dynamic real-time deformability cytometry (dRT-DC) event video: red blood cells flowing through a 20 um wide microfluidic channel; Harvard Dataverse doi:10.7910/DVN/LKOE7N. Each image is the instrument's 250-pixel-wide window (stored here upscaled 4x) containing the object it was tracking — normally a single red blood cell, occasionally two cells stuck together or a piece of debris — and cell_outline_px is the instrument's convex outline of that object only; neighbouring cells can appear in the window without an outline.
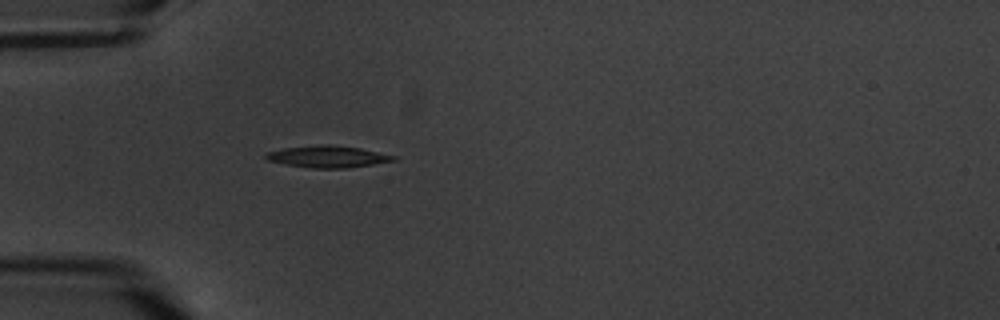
{"species": "common noctule bat (a hibernating species)", "species_latin": "Nyctalus noctula", "temperature_condition": "warm", "stored_images_in_passage": 6, "camera_frame_rate_fps": 3000, "um_per_image_px": 0.085, "animal": {"sex": "male", "body_mass_g": 20.1, "forearm_length_mm": 53.5}, "frame": {"image": 1, "passage_image": 6, "time_ms": 6.0, "image_size_px": [1000, 320], "cell_outline_px": [[396, 160], [348, 168], [312, 168], [284, 164], [268, 160], [264, 156], [268, 152], [284, 148], [324, 144], [328, 144], [360, 148], [396, 156]], "centroid_in_image_um": [27.85, 13.31], "position_along_channel_um": 57.1, "area_um2": 16.01}}